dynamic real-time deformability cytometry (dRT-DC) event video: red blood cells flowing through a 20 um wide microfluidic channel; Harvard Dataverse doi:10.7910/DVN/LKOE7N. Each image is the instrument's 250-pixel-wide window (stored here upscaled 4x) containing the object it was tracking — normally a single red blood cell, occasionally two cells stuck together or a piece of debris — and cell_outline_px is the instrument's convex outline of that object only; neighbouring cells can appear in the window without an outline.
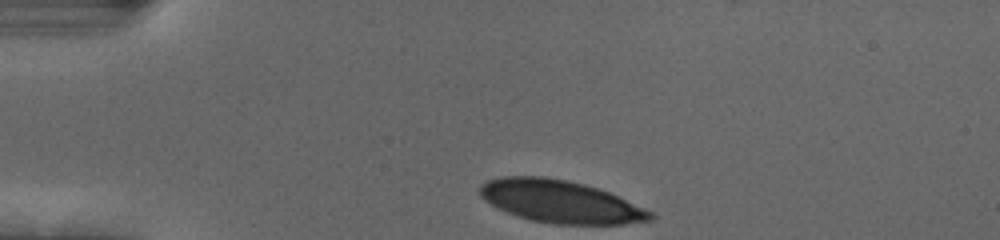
{"species": "human", "species_latin": "Homo sapiens", "temperature_condition": "cold", "stored_images_in_passage": 34, "camera_frame_rate_fps": 3000, "um_per_image_px": 0.085, "donor": {"sex": "female"}, "frame": {"image": 1, "passage_image": 1, "time_ms": 0.0, "image_size_px": [1000, 240], "cell_outline_px": [[656, 216], [652, 220], [624, 224], [552, 224], [532, 220], [496, 208], [484, 200], [480, 196], [480, 184], [488, 180], [500, 176], [544, 176], [568, 180], [584, 184], [608, 192], [644, 208], [652, 212]], "centroid_in_image_um": [47.6, 17.13], "position_along_channel_um": 37.4, "area_um2": 42.14}}
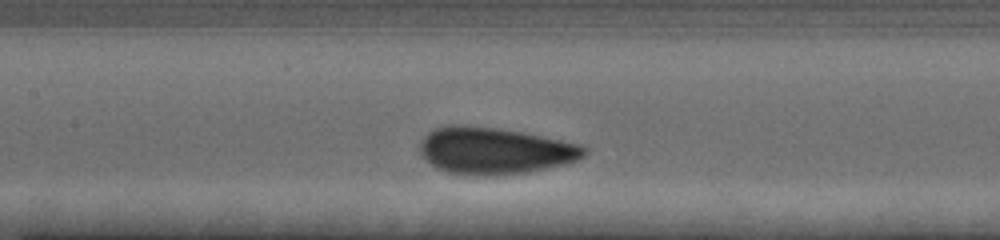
{"frame": {"image": 2, "passage_image": 15, "time_ms": 4.667, "image_size_px": [1000, 240], "cell_outline_px": [[588, 152], [580, 160], [564, 164], [528, 172], [476, 176], [448, 172], [436, 168], [420, 152], [420, 140], [428, 132], [436, 128], [452, 124], [460, 124], [492, 128], [520, 132], [580, 144], [588, 148]], "centroid_in_image_um": [42.05, 12.81], "position_along_channel_um": 165.3, "area_um2": 44.45}}
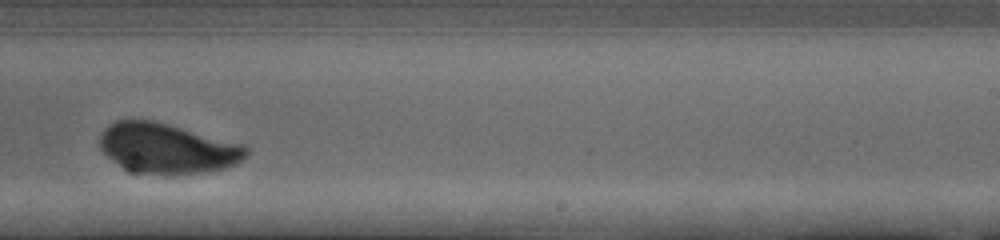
{"frame": {"image": 3, "passage_image": 24, "time_ms": 7.667, "image_size_px": [1000, 240], "cell_outline_px": [[248, 156], [236, 164], [224, 168], [200, 172], [136, 176], [120, 168], [100, 148], [100, 136], [104, 128], [108, 124], [116, 120], [152, 120], [168, 124], [244, 144], [248, 148]], "centroid_in_image_um": [14.17, 12.63], "position_along_channel_um": 274.8, "area_um2": 43.29}, "authors_computed_cell_mechanics": {"area_um2": 43.4656, "velocity_mm_per_s": 3.6691, "shape_relaxation_time_tau1_ms": 3.4624, "shape_relaxation_time_tau2_ms": null, "deformation_change_tau1": 0.1395, "deformation_change_tau2": null}}